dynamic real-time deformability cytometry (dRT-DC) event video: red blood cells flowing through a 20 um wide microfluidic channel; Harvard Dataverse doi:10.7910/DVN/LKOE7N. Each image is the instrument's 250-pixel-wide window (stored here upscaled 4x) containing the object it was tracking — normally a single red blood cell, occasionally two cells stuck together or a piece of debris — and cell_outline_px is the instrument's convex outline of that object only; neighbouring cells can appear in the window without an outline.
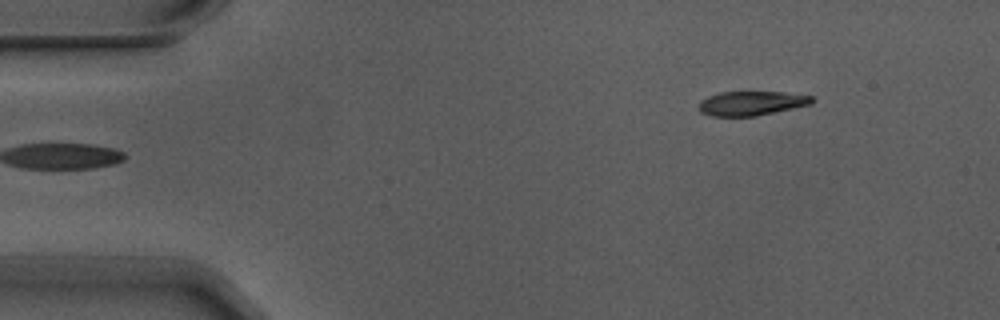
{"species": "Egyptian fruit bat (a non-hibernating species)", "species_latin": "Rousettus aegyptiacus", "temperature_condition": "warm", "stored_images_in_passage": 6, "camera_frame_rate_fps": 3000, "um_per_image_px": 0.085, "animal": {"sex": "male"}, "frame": {"image": 1, "passage_image": 6, "time_ms": 1.667, "image_size_px": [1000, 320], "cell_outline_px": [[812, 104], [756, 116], [712, 116], [700, 112], [700, 100], [708, 96], [720, 92], [784, 92], [812, 96]], "centroid_in_image_um": [63.86, 8.78], "position_along_channel_um": 21.1, "area_um2": 15.9}}